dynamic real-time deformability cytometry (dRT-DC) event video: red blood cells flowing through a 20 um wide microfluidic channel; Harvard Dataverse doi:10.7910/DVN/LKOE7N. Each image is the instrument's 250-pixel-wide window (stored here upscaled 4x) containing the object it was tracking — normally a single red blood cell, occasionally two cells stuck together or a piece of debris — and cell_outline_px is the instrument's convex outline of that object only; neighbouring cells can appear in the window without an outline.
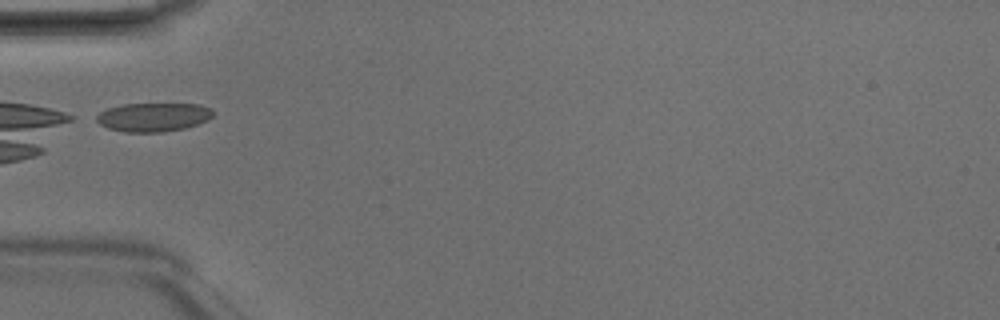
{"species": "Egyptian fruit bat (a non-hibernating species)", "species_latin": "Rousettus aegyptiacus", "temperature_condition": "room temperature", "stored_images_in_passage": 5, "camera_frame_rate_fps": 3000, "um_per_image_px": 0.085, "animal": {"sex": "male"}, "frame": {"image": 1, "passage_image": 5, "time_ms": 1.333, "image_size_px": [1000, 320], "cell_outline_px": [[212, 116], [208, 120], [184, 128], [160, 132], [124, 132], [108, 128], [100, 124], [92, 116], [108, 108], [124, 104], [200, 104], [212, 108]], "centroid_in_image_um": [13.0, 9.95], "position_along_channel_um": 72.0, "area_um2": 19.54}}